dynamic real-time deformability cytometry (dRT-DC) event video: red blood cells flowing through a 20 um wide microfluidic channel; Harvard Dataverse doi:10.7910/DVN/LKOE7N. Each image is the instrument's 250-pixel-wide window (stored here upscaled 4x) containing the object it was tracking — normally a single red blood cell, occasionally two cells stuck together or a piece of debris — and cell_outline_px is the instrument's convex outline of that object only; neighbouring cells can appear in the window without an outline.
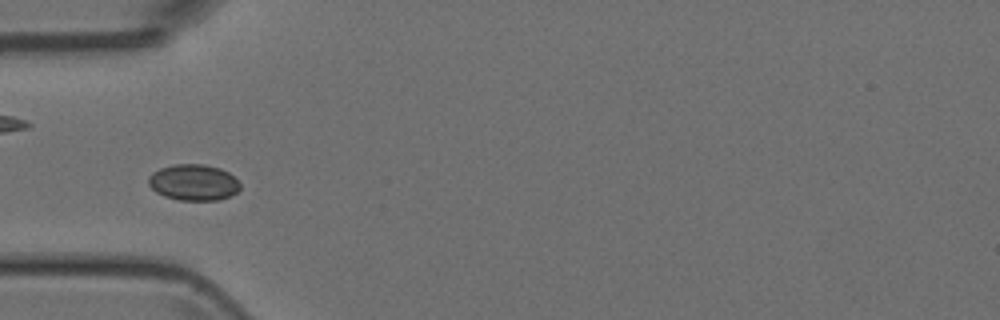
{"species": "Egyptian fruit bat (a non-hibernating species)", "species_latin": "Rousettus aegyptiacus", "temperature_condition": "room temperature", "stored_images_in_passage": 41, "camera_frame_rate_fps": 3000, "um_per_image_px": 0.085, "animal": {"sex": "female"}, "frame": {"image": 1, "passage_image": 7, "time_ms": 2.0, "image_size_px": [1000, 320], "cell_outline_px": [[240, 188], [232, 196], [216, 200], [180, 200], [164, 196], [156, 192], [148, 184], [148, 176], [152, 172], [160, 168], [176, 164], [204, 164], [220, 168], [228, 172], [240, 184]], "centroid_in_image_um": [16.44, 15.5], "position_along_channel_um": 68.6, "area_um2": 19.31}}